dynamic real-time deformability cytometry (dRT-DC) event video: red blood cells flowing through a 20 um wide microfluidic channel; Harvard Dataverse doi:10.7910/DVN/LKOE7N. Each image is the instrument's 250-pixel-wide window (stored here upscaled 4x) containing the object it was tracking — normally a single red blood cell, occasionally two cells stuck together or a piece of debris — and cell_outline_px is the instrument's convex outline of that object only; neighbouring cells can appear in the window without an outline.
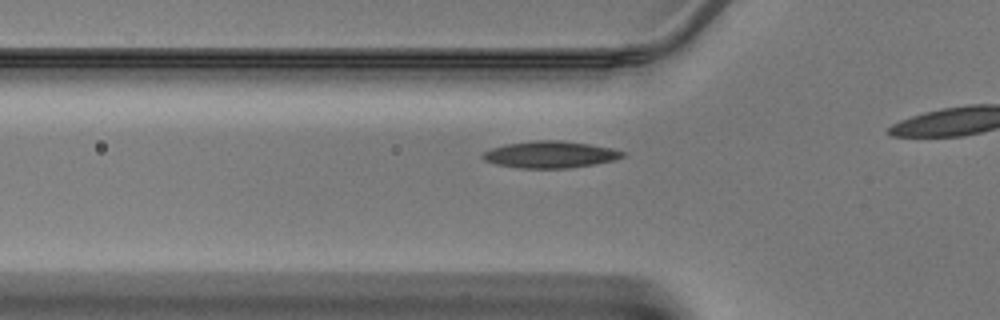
{"species": "Egyptian fruit bat (a non-hibernating species)", "species_latin": "Rousettus aegyptiacus", "temperature_condition": "warm", "stored_images_in_passage": 12, "camera_frame_rate_fps": 3000, "um_per_image_px": 0.085, "animal": {"sex": "male"}, "frame": {"image": 1, "passage_image": 7, "time_ms": 2.0, "image_size_px": [1000, 320], "cell_outline_px": [[624, 156], [612, 160], [592, 164], [568, 168], [520, 168], [496, 164], [484, 160], [480, 156], [484, 152], [492, 148], [508, 144], [536, 140], [560, 140], [588, 144], [612, 148], [624, 152]], "centroid_in_image_um": [46.73, 13.13], "position_along_channel_um": 79.1, "area_um2": 21.5}}
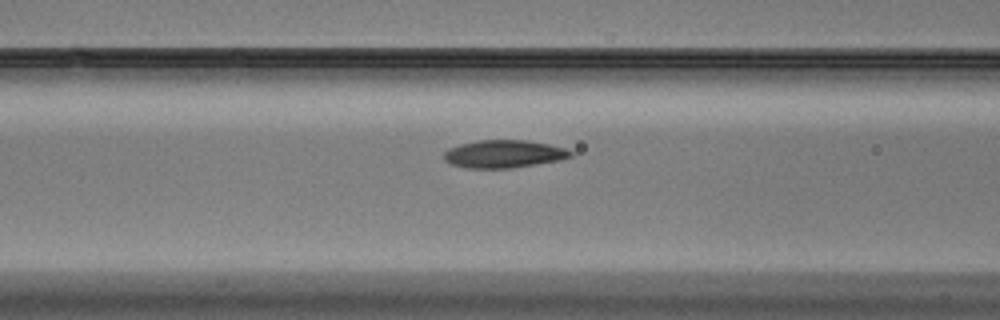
{"frame": {"image": 2, "passage_image": 10, "time_ms": 3.0, "image_size_px": [1000, 320], "cell_outline_px": [[572, 156], [560, 160], [512, 168], [464, 168], [452, 164], [444, 160], [444, 152], [448, 148], [460, 144], [480, 140], [524, 140], [548, 144], [564, 148], [572, 152]], "centroid_in_image_um": [42.8, 13.09], "position_along_channel_um": 123.8, "area_um2": 20.4}}